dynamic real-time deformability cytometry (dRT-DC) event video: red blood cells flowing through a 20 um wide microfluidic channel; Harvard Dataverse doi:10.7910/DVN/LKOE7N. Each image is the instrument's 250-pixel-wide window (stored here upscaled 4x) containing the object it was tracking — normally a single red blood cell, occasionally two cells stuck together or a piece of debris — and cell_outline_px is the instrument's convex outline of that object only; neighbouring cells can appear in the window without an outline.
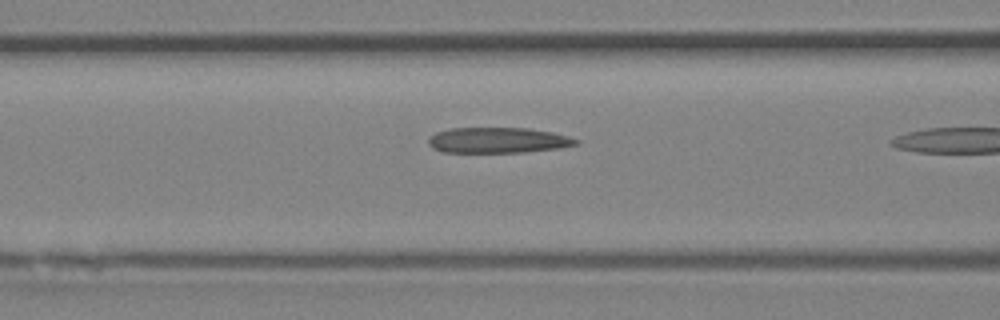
{"species": "Egyptian fruit bat (a non-hibernating species)", "species_latin": "Rousettus aegyptiacus", "temperature_condition": "room temperature", "stored_images_in_passage": 15, "camera_frame_rate_fps": 3000, "um_per_image_px": 0.085, "animal": {"sex": "female"}, "frame": {"image": 1, "passage_image": 13, "time_ms": 4.0, "image_size_px": [1000, 320], "cell_outline_px": [[580, 140], [576, 144], [560, 148], [524, 152], [440, 152], [432, 148], [428, 144], [428, 136], [436, 132], [448, 128], [528, 128], [552, 132], [568, 136]], "centroid_in_image_um": [42.28, 11.92], "position_along_channel_um": 124.3, "area_um2": 22.14}}